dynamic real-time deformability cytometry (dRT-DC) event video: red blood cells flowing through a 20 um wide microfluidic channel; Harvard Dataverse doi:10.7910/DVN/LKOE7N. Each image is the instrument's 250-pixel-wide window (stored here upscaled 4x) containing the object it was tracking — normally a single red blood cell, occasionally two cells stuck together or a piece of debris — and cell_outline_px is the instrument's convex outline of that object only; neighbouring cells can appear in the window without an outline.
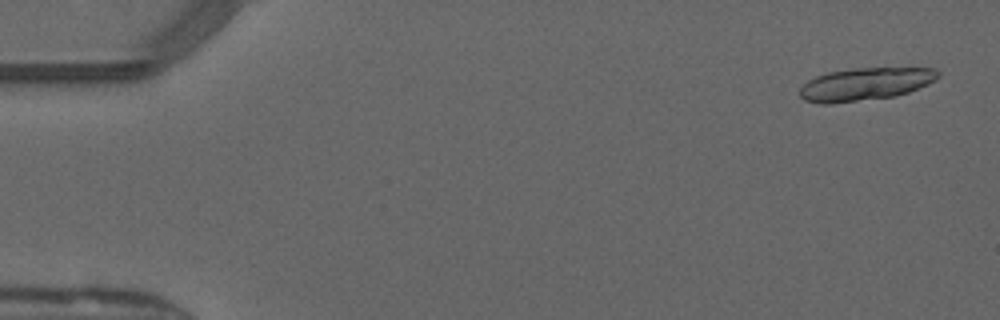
{"species": "common noctule bat (a hibernating species)", "species_latin": "Nyctalus noctula", "temperature_condition": "warm", "stored_images_in_passage": 18, "camera_frame_rate_fps": 3000, "um_per_image_px": 0.085, "animal": {"sex": "male", "forearm_length_mm": 52.5}, "frame": {"image": 1, "passage_image": 2, "time_ms": 0.333, "image_size_px": [1000, 320], "cell_outline_px": [[940, 76], [936, 80], [928, 84], [908, 92], [896, 96], [832, 104], [820, 104], [804, 100], [800, 96], [800, 88], [808, 80], [816, 76], [828, 72], [856, 68], [936, 68], [940, 72]], "centroid_in_image_um": [73.55, 7.15], "position_along_channel_um": 11.4, "area_um2": 26.47}}